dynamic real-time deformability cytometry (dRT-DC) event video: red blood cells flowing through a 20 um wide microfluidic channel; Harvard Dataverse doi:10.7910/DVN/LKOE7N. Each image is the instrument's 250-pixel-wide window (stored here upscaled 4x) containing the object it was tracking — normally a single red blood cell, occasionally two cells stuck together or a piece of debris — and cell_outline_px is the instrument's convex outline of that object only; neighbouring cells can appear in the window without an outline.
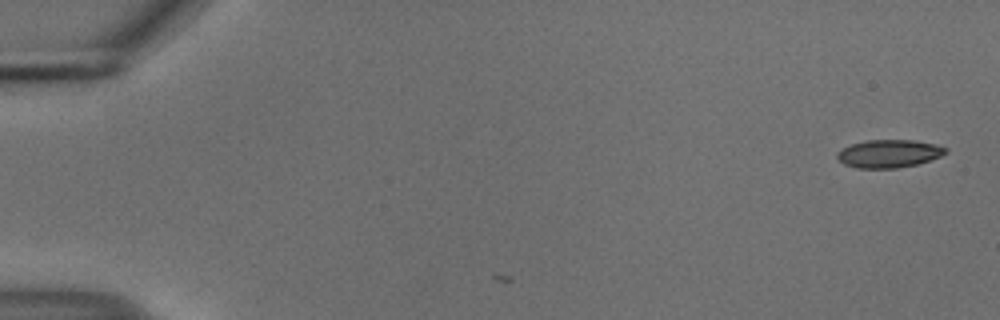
{"species": "common noctule bat (a hibernating species)", "species_latin": "Nyctalus noctula", "temperature_condition": "cold", "stored_images_in_passage": 4, "camera_frame_rate_fps": 3000, "um_per_image_px": 0.085, "animal": {"sex": "male", "body_mass_g": 18.8}, "frame": {"image": 1, "passage_image": 1, "time_ms": 0.0, "image_size_px": [1000, 320], "cell_outline_px": [[948, 152], [940, 156], [916, 164], [896, 168], [856, 168], [844, 164], [836, 156], [836, 152], [852, 144], [868, 140], [916, 140], [936, 144], [948, 148]], "centroid_in_image_um": [75.57, 13.05], "position_along_channel_um": 9.4, "area_um2": 17.57}}